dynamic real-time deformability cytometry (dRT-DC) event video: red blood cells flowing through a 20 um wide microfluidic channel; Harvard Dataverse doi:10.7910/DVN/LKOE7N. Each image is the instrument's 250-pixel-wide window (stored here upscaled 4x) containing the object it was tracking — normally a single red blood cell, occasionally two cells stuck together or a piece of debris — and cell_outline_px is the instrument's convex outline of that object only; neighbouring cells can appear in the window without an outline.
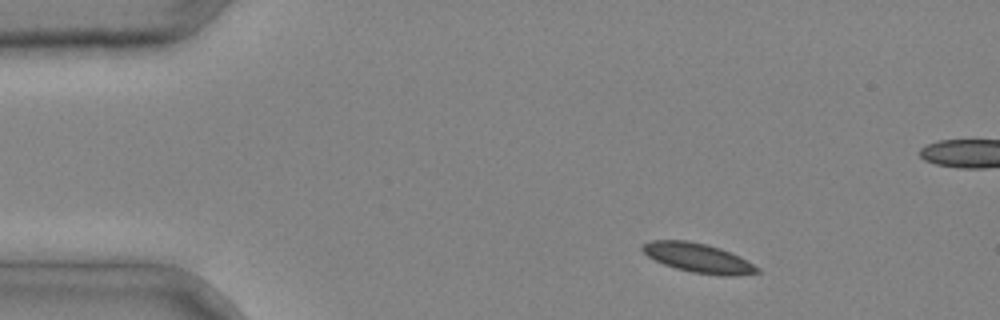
{"species": "common noctule bat (a hibernating species)", "species_latin": "Nyctalus noctula", "temperature_condition": "cold", "stored_images_in_passage": 3, "camera_frame_rate_fps": 3000, "um_per_image_px": 0.085, "animal": {"sex": "male", "body_mass_g": 20.4}, "frame": {"image": 1, "passage_image": 1, "time_ms": 0.0, "image_size_px": [1000, 320], "cell_outline_px": [[760, 272], [732, 276], [720, 276], [692, 272], [676, 268], [664, 264], [648, 256], [640, 248], [644, 244], [652, 240], [688, 240], [708, 244], [720, 248], [740, 256], [760, 268]], "centroid_in_image_um": [59.37, 21.92], "position_along_channel_um": 25.6, "area_um2": 19.59}}